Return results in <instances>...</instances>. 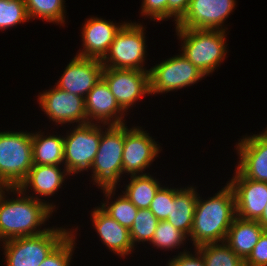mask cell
Returning a JSON list of instances; mask_svg holds the SVG:
<instances>
[{"label":"cell","mask_w":267,"mask_h":266,"mask_svg":"<svg viewBox=\"0 0 267 266\" xmlns=\"http://www.w3.org/2000/svg\"><path fill=\"white\" fill-rule=\"evenodd\" d=\"M126 23L114 24L112 21L91 17L82 27L83 49L79 57L102 60L109 51L116 34Z\"/></svg>","instance_id":"18"},{"label":"cell","mask_w":267,"mask_h":266,"mask_svg":"<svg viewBox=\"0 0 267 266\" xmlns=\"http://www.w3.org/2000/svg\"><path fill=\"white\" fill-rule=\"evenodd\" d=\"M9 190L18 196L7 200L5 191L0 196V241L34 236L47 231L48 228L40 230L37 227L49 219L55 206L45 200L43 202L35 195H25L17 187H9Z\"/></svg>","instance_id":"1"},{"label":"cell","mask_w":267,"mask_h":266,"mask_svg":"<svg viewBox=\"0 0 267 266\" xmlns=\"http://www.w3.org/2000/svg\"><path fill=\"white\" fill-rule=\"evenodd\" d=\"M92 222L104 245L111 252L121 257L129 255L134 249L129 229L109 216L101 207H96L92 214Z\"/></svg>","instance_id":"19"},{"label":"cell","mask_w":267,"mask_h":266,"mask_svg":"<svg viewBox=\"0 0 267 266\" xmlns=\"http://www.w3.org/2000/svg\"><path fill=\"white\" fill-rule=\"evenodd\" d=\"M190 0H168V19L174 16L175 24L187 12Z\"/></svg>","instance_id":"36"},{"label":"cell","mask_w":267,"mask_h":266,"mask_svg":"<svg viewBox=\"0 0 267 266\" xmlns=\"http://www.w3.org/2000/svg\"><path fill=\"white\" fill-rule=\"evenodd\" d=\"M236 147L240 157L236 169L245 178L267 183V128L261 134L243 137Z\"/></svg>","instance_id":"16"},{"label":"cell","mask_w":267,"mask_h":266,"mask_svg":"<svg viewBox=\"0 0 267 266\" xmlns=\"http://www.w3.org/2000/svg\"><path fill=\"white\" fill-rule=\"evenodd\" d=\"M71 231L45 258L39 266H70L75 247V235Z\"/></svg>","instance_id":"31"},{"label":"cell","mask_w":267,"mask_h":266,"mask_svg":"<svg viewBox=\"0 0 267 266\" xmlns=\"http://www.w3.org/2000/svg\"><path fill=\"white\" fill-rule=\"evenodd\" d=\"M39 133H32L33 164H64V137L60 135L43 136V133Z\"/></svg>","instance_id":"23"},{"label":"cell","mask_w":267,"mask_h":266,"mask_svg":"<svg viewBox=\"0 0 267 266\" xmlns=\"http://www.w3.org/2000/svg\"><path fill=\"white\" fill-rule=\"evenodd\" d=\"M183 41L181 51L204 75L219 67L227 53L226 30L175 28Z\"/></svg>","instance_id":"4"},{"label":"cell","mask_w":267,"mask_h":266,"mask_svg":"<svg viewBox=\"0 0 267 266\" xmlns=\"http://www.w3.org/2000/svg\"><path fill=\"white\" fill-rule=\"evenodd\" d=\"M196 187L176 189L174 200L171 203L170 216L166 219L185 235L189 237L194 219L198 193Z\"/></svg>","instance_id":"22"},{"label":"cell","mask_w":267,"mask_h":266,"mask_svg":"<svg viewBox=\"0 0 267 266\" xmlns=\"http://www.w3.org/2000/svg\"><path fill=\"white\" fill-rule=\"evenodd\" d=\"M102 73L101 60L75 56L65 68L56 87L86 98L102 78Z\"/></svg>","instance_id":"15"},{"label":"cell","mask_w":267,"mask_h":266,"mask_svg":"<svg viewBox=\"0 0 267 266\" xmlns=\"http://www.w3.org/2000/svg\"><path fill=\"white\" fill-rule=\"evenodd\" d=\"M33 165L32 133L0 132V181L18 187Z\"/></svg>","instance_id":"5"},{"label":"cell","mask_w":267,"mask_h":266,"mask_svg":"<svg viewBox=\"0 0 267 266\" xmlns=\"http://www.w3.org/2000/svg\"><path fill=\"white\" fill-rule=\"evenodd\" d=\"M29 20L24 0H0V30Z\"/></svg>","instance_id":"29"},{"label":"cell","mask_w":267,"mask_h":266,"mask_svg":"<svg viewBox=\"0 0 267 266\" xmlns=\"http://www.w3.org/2000/svg\"><path fill=\"white\" fill-rule=\"evenodd\" d=\"M257 221L263 227V229L267 231V207Z\"/></svg>","instance_id":"37"},{"label":"cell","mask_w":267,"mask_h":266,"mask_svg":"<svg viewBox=\"0 0 267 266\" xmlns=\"http://www.w3.org/2000/svg\"><path fill=\"white\" fill-rule=\"evenodd\" d=\"M205 77L183 54L149 69L150 94L168 93L191 86Z\"/></svg>","instance_id":"9"},{"label":"cell","mask_w":267,"mask_h":266,"mask_svg":"<svg viewBox=\"0 0 267 266\" xmlns=\"http://www.w3.org/2000/svg\"><path fill=\"white\" fill-rule=\"evenodd\" d=\"M61 170L60 165H33L17 188L26 193L30 187L35 194L52 196L61 188L65 176L70 175L66 169Z\"/></svg>","instance_id":"20"},{"label":"cell","mask_w":267,"mask_h":266,"mask_svg":"<svg viewBox=\"0 0 267 266\" xmlns=\"http://www.w3.org/2000/svg\"><path fill=\"white\" fill-rule=\"evenodd\" d=\"M130 182L123 194L138 209H149L156 192L162 186L157 179L148 174L130 175Z\"/></svg>","instance_id":"24"},{"label":"cell","mask_w":267,"mask_h":266,"mask_svg":"<svg viewBox=\"0 0 267 266\" xmlns=\"http://www.w3.org/2000/svg\"><path fill=\"white\" fill-rule=\"evenodd\" d=\"M70 232L53 227L38 235L3 241L6 266H39Z\"/></svg>","instance_id":"6"},{"label":"cell","mask_w":267,"mask_h":266,"mask_svg":"<svg viewBox=\"0 0 267 266\" xmlns=\"http://www.w3.org/2000/svg\"><path fill=\"white\" fill-rule=\"evenodd\" d=\"M105 202L101 203V208L122 226L130 229L136 218L138 208L124 194L118 196L116 201L114 200L110 204L108 200Z\"/></svg>","instance_id":"28"},{"label":"cell","mask_w":267,"mask_h":266,"mask_svg":"<svg viewBox=\"0 0 267 266\" xmlns=\"http://www.w3.org/2000/svg\"><path fill=\"white\" fill-rule=\"evenodd\" d=\"M85 110L88 123H94L93 120H95L99 121L95 123H101L106 126L120 125L125 122L123 120L125 113L116 102L114 95L103 78L87 94Z\"/></svg>","instance_id":"17"},{"label":"cell","mask_w":267,"mask_h":266,"mask_svg":"<svg viewBox=\"0 0 267 266\" xmlns=\"http://www.w3.org/2000/svg\"><path fill=\"white\" fill-rule=\"evenodd\" d=\"M102 78L124 112L143 95L150 94L149 71L103 67Z\"/></svg>","instance_id":"10"},{"label":"cell","mask_w":267,"mask_h":266,"mask_svg":"<svg viewBox=\"0 0 267 266\" xmlns=\"http://www.w3.org/2000/svg\"><path fill=\"white\" fill-rule=\"evenodd\" d=\"M144 27L129 23L116 34L109 51L101 60L104 68L149 71L143 68L146 53Z\"/></svg>","instance_id":"7"},{"label":"cell","mask_w":267,"mask_h":266,"mask_svg":"<svg viewBox=\"0 0 267 266\" xmlns=\"http://www.w3.org/2000/svg\"><path fill=\"white\" fill-rule=\"evenodd\" d=\"M142 16H150L151 20L162 21L168 18V0H143Z\"/></svg>","instance_id":"33"},{"label":"cell","mask_w":267,"mask_h":266,"mask_svg":"<svg viewBox=\"0 0 267 266\" xmlns=\"http://www.w3.org/2000/svg\"><path fill=\"white\" fill-rule=\"evenodd\" d=\"M264 231L258 221L243 220L236 217L228 230L224 242L245 260Z\"/></svg>","instance_id":"21"},{"label":"cell","mask_w":267,"mask_h":266,"mask_svg":"<svg viewBox=\"0 0 267 266\" xmlns=\"http://www.w3.org/2000/svg\"><path fill=\"white\" fill-rule=\"evenodd\" d=\"M24 2L30 19L39 17L50 23L64 24V0H24Z\"/></svg>","instance_id":"26"},{"label":"cell","mask_w":267,"mask_h":266,"mask_svg":"<svg viewBox=\"0 0 267 266\" xmlns=\"http://www.w3.org/2000/svg\"><path fill=\"white\" fill-rule=\"evenodd\" d=\"M208 199L203 200L198 194L189 235L195 248L204 244L224 242L236 218L234 191L228 182L221 191Z\"/></svg>","instance_id":"2"},{"label":"cell","mask_w":267,"mask_h":266,"mask_svg":"<svg viewBox=\"0 0 267 266\" xmlns=\"http://www.w3.org/2000/svg\"><path fill=\"white\" fill-rule=\"evenodd\" d=\"M245 266H267V231L260 236L258 243L244 260Z\"/></svg>","instance_id":"34"},{"label":"cell","mask_w":267,"mask_h":266,"mask_svg":"<svg viewBox=\"0 0 267 266\" xmlns=\"http://www.w3.org/2000/svg\"><path fill=\"white\" fill-rule=\"evenodd\" d=\"M195 249L201 254L206 266H245L244 260L225 242L204 244Z\"/></svg>","instance_id":"25"},{"label":"cell","mask_w":267,"mask_h":266,"mask_svg":"<svg viewBox=\"0 0 267 266\" xmlns=\"http://www.w3.org/2000/svg\"><path fill=\"white\" fill-rule=\"evenodd\" d=\"M142 127H132L128 129L125 125L124 151L122 156L123 174L133 175L143 173L146 167L158 156L160 146L155 142L149 133L141 130Z\"/></svg>","instance_id":"12"},{"label":"cell","mask_w":267,"mask_h":266,"mask_svg":"<svg viewBox=\"0 0 267 266\" xmlns=\"http://www.w3.org/2000/svg\"><path fill=\"white\" fill-rule=\"evenodd\" d=\"M159 220L149 209H138L136 218L129 229L132 245L139 242H151Z\"/></svg>","instance_id":"27"},{"label":"cell","mask_w":267,"mask_h":266,"mask_svg":"<svg viewBox=\"0 0 267 266\" xmlns=\"http://www.w3.org/2000/svg\"><path fill=\"white\" fill-rule=\"evenodd\" d=\"M8 191L9 193V187H6L1 181H0V196L3 193V191Z\"/></svg>","instance_id":"38"},{"label":"cell","mask_w":267,"mask_h":266,"mask_svg":"<svg viewBox=\"0 0 267 266\" xmlns=\"http://www.w3.org/2000/svg\"><path fill=\"white\" fill-rule=\"evenodd\" d=\"M40 107L55 124H87L85 98L53 87L38 97Z\"/></svg>","instance_id":"11"},{"label":"cell","mask_w":267,"mask_h":266,"mask_svg":"<svg viewBox=\"0 0 267 266\" xmlns=\"http://www.w3.org/2000/svg\"><path fill=\"white\" fill-rule=\"evenodd\" d=\"M186 237L187 236L180 230H177L174 225L164 220L158 222L151 243L153 246L157 247V249L165 248V251L166 249L172 251V249L177 246L178 249L181 244L186 241Z\"/></svg>","instance_id":"30"},{"label":"cell","mask_w":267,"mask_h":266,"mask_svg":"<svg viewBox=\"0 0 267 266\" xmlns=\"http://www.w3.org/2000/svg\"><path fill=\"white\" fill-rule=\"evenodd\" d=\"M235 5V0H190L188 10L176 28L226 30L222 24Z\"/></svg>","instance_id":"13"},{"label":"cell","mask_w":267,"mask_h":266,"mask_svg":"<svg viewBox=\"0 0 267 266\" xmlns=\"http://www.w3.org/2000/svg\"><path fill=\"white\" fill-rule=\"evenodd\" d=\"M107 127L105 132L101 127L99 148L90 169L95 184L101 187L109 200L115 194L116 185L123 174L125 123Z\"/></svg>","instance_id":"3"},{"label":"cell","mask_w":267,"mask_h":266,"mask_svg":"<svg viewBox=\"0 0 267 266\" xmlns=\"http://www.w3.org/2000/svg\"><path fill=\"white\" fill-rule=\"evenodd\" d=\"M195 255L189 251L180 252L178 256L169 260L168 266H206L201 254L195 249Z\"/></svg>","instance_id":"35"},{"label":"cell","mask_w":267,"mask_h":266,"mask_svg":"<svg viewBox=\"0 0 267 266\" xmlns=\"http://www.w3.org/2000/svg\"><path fill=\"white\" fill-rule=\"evenodd\" d=\"M101 126L96 123L77 125L64 137V169L77 174L91 168L99 148Z\"/></svg>","instance_id":"8"},{"label":"cell","mask_w":267,"mask_h":266,"mask_svg":"<svg viewBox=\"0 0 267 266\" xmlns=\"http://www.w3.org/2000/svg\"><path fill=\"white\" fill-rule=\"evenodd\" d=\"M235 171L228 184L234 191L236 217L257 221L267 207V183L245 178Z\"/></svg>","instance_id":"14"},{"label":"cell","mask_w":267,"mask_h":266,"mask_svg":"<svg viewBox=\"0 0 267 266\" xmlns=\"http://www.w3.org/2000/svg\"><path fill=\"white\" fill-rule=\"evenodd\" d=\"M175 188L160 187L156 192L149 210L159 221H164L170 216L171 203L174 200Z\"/></svg>","instance_id":"32"}]
</instances>
